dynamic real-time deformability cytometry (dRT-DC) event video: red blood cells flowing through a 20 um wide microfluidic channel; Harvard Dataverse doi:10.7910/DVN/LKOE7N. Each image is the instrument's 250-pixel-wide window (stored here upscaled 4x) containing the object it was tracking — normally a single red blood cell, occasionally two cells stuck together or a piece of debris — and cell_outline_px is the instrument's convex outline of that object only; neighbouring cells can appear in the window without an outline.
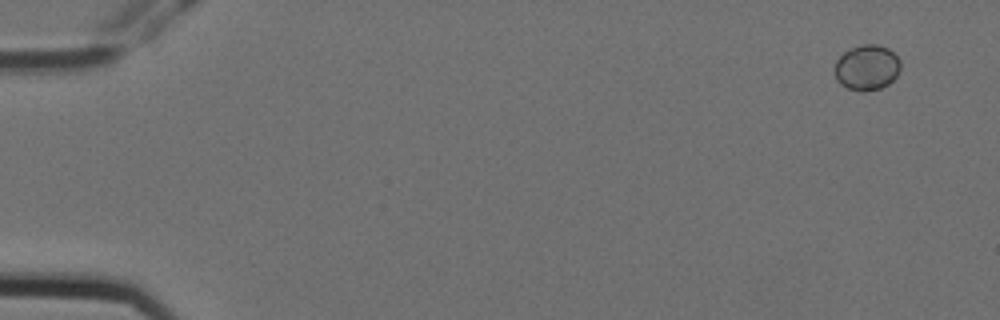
{"species": "Egyptian fruit bat (a non-hibernating species)", "species_latin": "Rousettus aegyptiacus", "temperature_condition": "cold", "stored_images_in_passage": 6, "camera_frame_rate_fps": 3000, "um_per_image_px": 0.085, "animal": {"sex": "female"}, "frame": {"image": 1, "passage_image": 1, "time_ms": 0.0, "image_size_px": [1000, 320], "cell_outline_px": [[900, 68], [896, 76], [888, 84], [880, 88], [864, 92], [848, 88], [840, 84], [836, 80], [836, 60], [844, 52], [860, 44], [876, 44], [888, 48], [900, 60]], "centroid_in_image_um": [73.69, 5.74], "position_along_channel_um": 11.3, "area_um2": 17.28}}
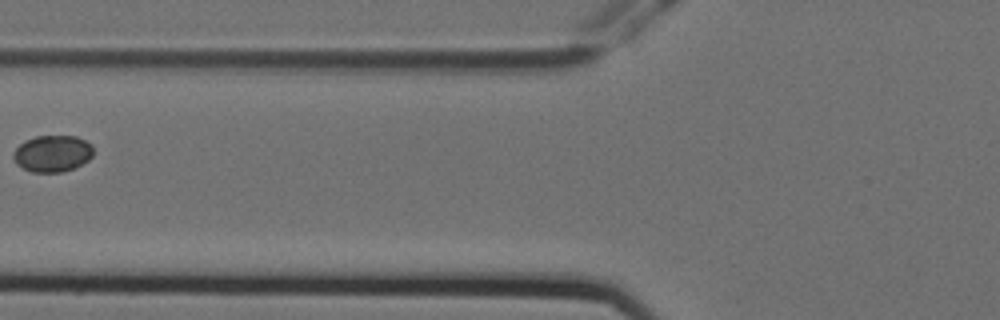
{"frame": {"image": 2, "passage_image": 5, "time_ms": 1.333, "image_size_px": [1000, 320], "cell_outline_px": [[92, 156], [88, 160], [72, 168], [60, 172], [32, 172], [16, 164], [12, 156], [12, 152], [24, 140], [36, 136], [76, 136], [92, 144]], "centroid_in_image_um": [4.42, 13.04], "position_along_channel_um": 121.4, "area_um2": 16.99}}
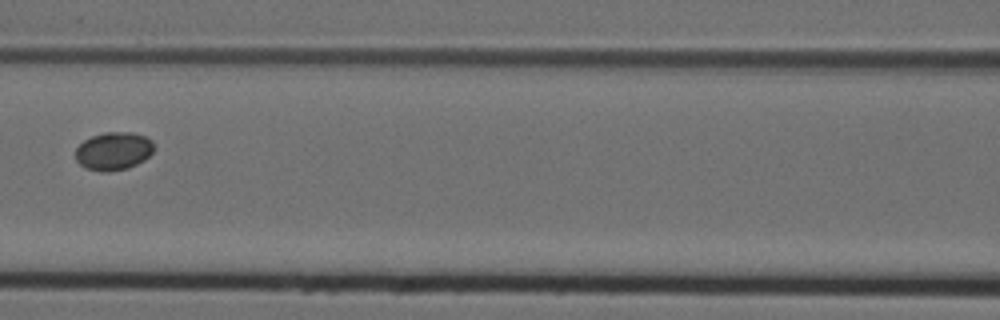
{"frame": {"image": 3, "passage_image": 6, "time_ms": 1.667, "image_size_px": [1000, 320], "cell_outline_px": [[152, 152], [144, 160], [128, 168], [108, 172], [100, 172], [84, 168], [76, 160], [76, 148], [84, 140], [92, 136], [104, 132], [132, 132], [144, 136], [152, 140]], "centroid_in_image_um": [9.62, 12.85], "position_along_channel_um": 157.0, "area_um2": 17.4}}